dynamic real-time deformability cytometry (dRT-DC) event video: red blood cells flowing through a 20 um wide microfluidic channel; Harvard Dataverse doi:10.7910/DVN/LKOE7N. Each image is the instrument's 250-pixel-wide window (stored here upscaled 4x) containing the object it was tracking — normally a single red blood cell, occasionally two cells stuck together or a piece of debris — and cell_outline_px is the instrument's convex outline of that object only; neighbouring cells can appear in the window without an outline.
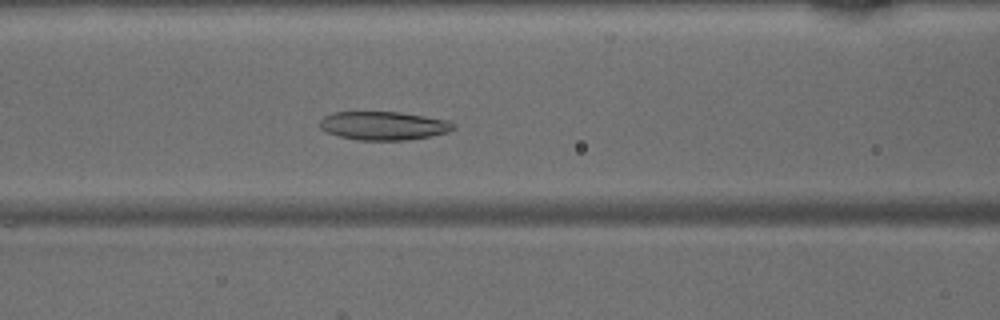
{"species": "common noctule bat (a hibernating species)", "species_latin": "Nyctalus noctula", "temperature_condition": "warm", "stored_images_in_passage": 48, "camera_frame_rate_fps": 3000, "um_per_image_px": 0.085, "animal": {"sex": "male", "body_mass_g": 15.6}, "frame": {"image": 1, "passage_image": 20, "time_ms": 6.333, "image_size_px": [1000, 320], "cell_outline_px": [[456, 128], [448, 132], [408, 140], [356, 140], [340, 136], [328, 132], [320, 128], [320, 120], [324, 116], [332, 112], [400, 112], [448, 120]], "centroid_in_image_um": [32.58, 10.68], "position_along_channel_um": 134.0, "area_um2": 22.08}}
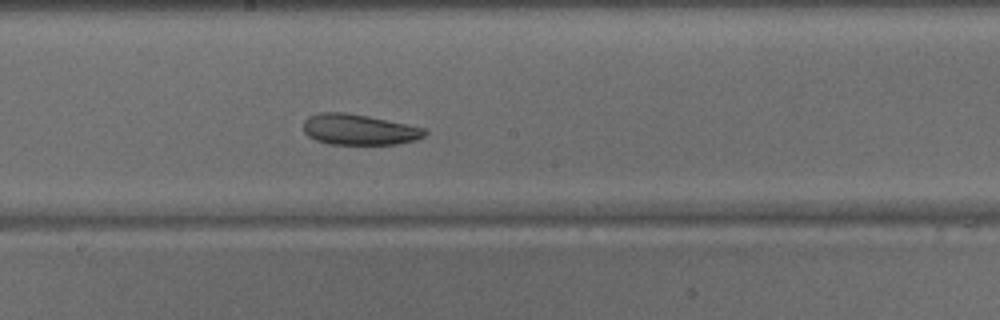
{"frame": {"image": 2, "passage_image": 26, "time_ms": 8.333, "image_size_px": [1000, 320], "cell_outline_px": [[428, 132], [424, 136], [416, 140], [396, 144], [328, 144], [316, 140], [308, 136], [304, 132], [304, 120], [308, 116], [320, 112], [344, 112], [368, 116], [408, 124], [424, 128]], "centroid_in_image_um": [30.51, 11.01], "position_along_channel_um": 217.7, "area_um2": 21.79}}
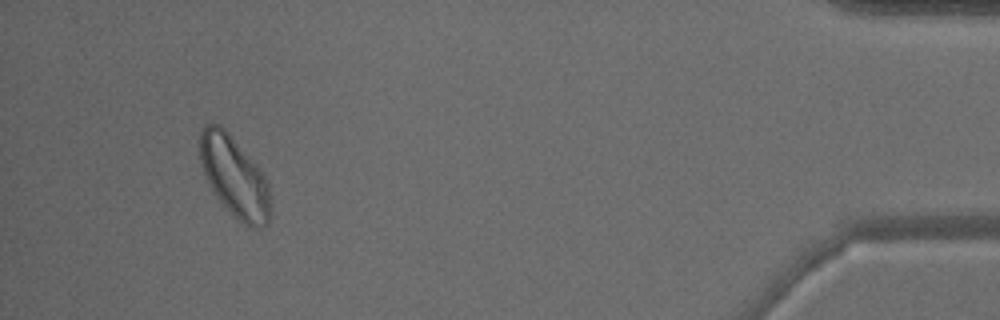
{"frame": {"image": 3, "passage_image": 45, "time_ms": 14.667, "image_size_px": [1000, 320], "cell_outline_px": [[272, 208], [268, 224], [264, 228], [252, 228], [244, 224], [212, 192], [204, 176], [200, 164], [200, 132], [204, 124], [220, 124], [232, 136], [264, 172], [268, 180], [272, 204]], "centroid_in_image_um": [19.96, 15.02], "position_along_channel_um": 415.2, "area_um2": 33.7}}